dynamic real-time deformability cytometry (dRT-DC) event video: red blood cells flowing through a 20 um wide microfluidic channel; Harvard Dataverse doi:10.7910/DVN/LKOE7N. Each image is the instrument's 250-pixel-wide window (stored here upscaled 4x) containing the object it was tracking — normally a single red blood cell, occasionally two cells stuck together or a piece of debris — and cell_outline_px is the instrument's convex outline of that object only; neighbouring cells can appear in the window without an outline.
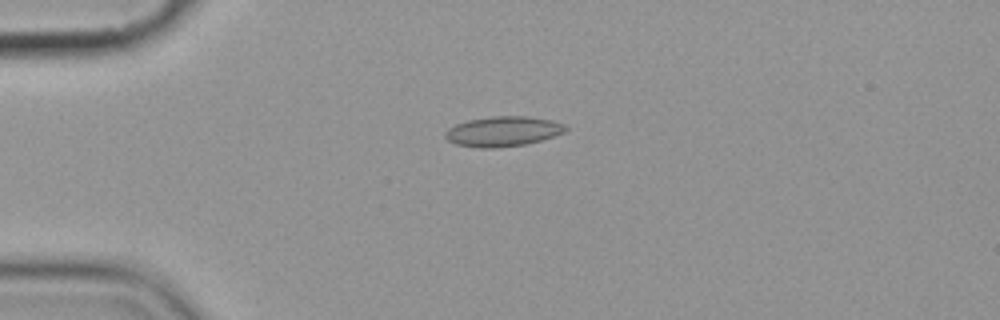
{"species": "common noctule bat (a hibernating species)", "species_latin": "Nyctalus noctula", "temperature_condition": "cold", "stored_images_in_passage": 5, "camera_frame_rate_fps": 3000, "um_per_image_px": 0.085, "animal": {"sex": "female", "body_mass_g": 19.9}, "frame": {"image": 1, "passage_image": 4, "time_ms": 3.333, "image_size_px": [1000, 320], "cell_outline_px": [[568, 128], [564, 132], [556, 136], [524, 144], [496, 148], [480, 148], [456, 144], [448, 140], [444, 136], [444, 132], [448, 128], [456, 124], [468, 120], [492, 116], [528, 116], [552, 120], [564, 124]], "centroid_in_image_um": [42.75, 11.16], "position_along_channel_um": 42.2, "area_um2": 21.1}}